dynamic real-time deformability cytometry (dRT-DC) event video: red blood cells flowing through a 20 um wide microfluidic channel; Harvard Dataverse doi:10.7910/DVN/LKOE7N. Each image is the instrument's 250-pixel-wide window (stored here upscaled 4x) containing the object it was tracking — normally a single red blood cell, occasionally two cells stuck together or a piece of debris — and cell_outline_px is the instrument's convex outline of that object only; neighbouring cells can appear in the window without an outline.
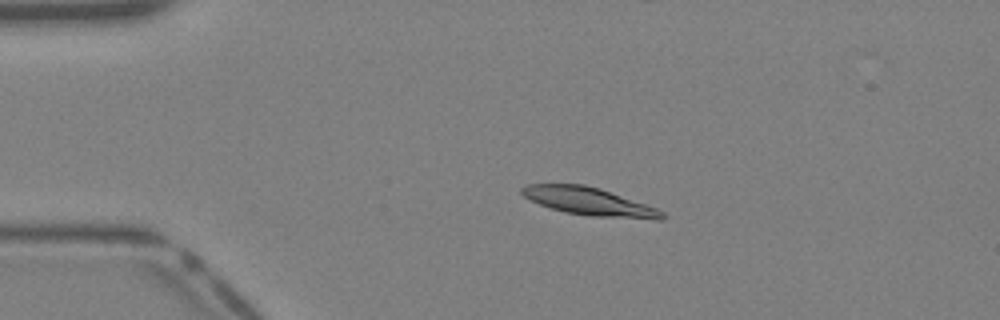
{"species": "Egyptian fruit bat (a non-hibernating species)", "species_latin": "Rousettus aegyptiacus", "temperature_condition": "warm", "stored_images_in_passage": 32, "camera_frame_rate_fps": 3000, "um_per_image_px": 0.085, "animal": {"sex": "female"}, "frame": {"image": 1, "passage_image": 1, "time_ms": 0.0, "image_size_px": [1000, 320], "cell_outline_px": [[668, 216], [664, 220], [656, 220], [592, 216], [564, 212], [540, 204], [524, 196], [520, 192], [520, 188], [528, 184], [584, 184], [600, 188], [656, 208], [664, 212]], "centroid_in_image_um": [50.13, 17.13], "position_along_channel_um": 34.9, "area_um2": 22.77}}
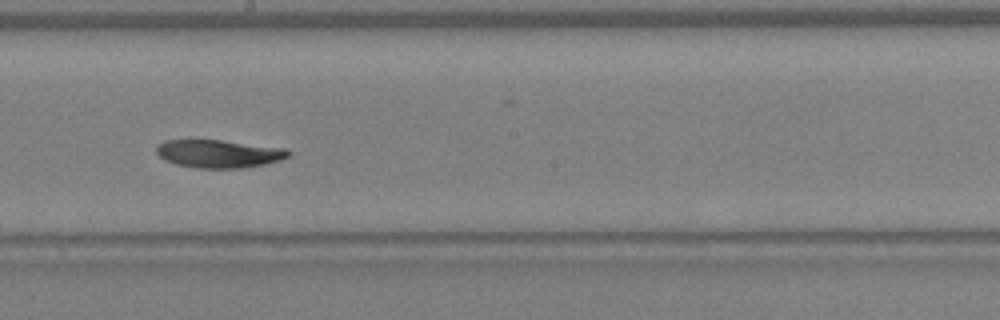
{"frame": {"image": 2, "passage_image": 15, "time_ms": 4.667, "image_size_px": [1000, 320], "cell_outline_px": [[292, 152], [288, 156], [280, 160], [264, 164], [240, 168], [196, 168], [176, 164], [164, 160], [156, 152], [156, 144], [164, 140], [220, 140], [284, 148]], "centroid_in_image_um": [18.55, 13.06], "position_along_channel_um": 229.6, "area_um2": 21.44}}
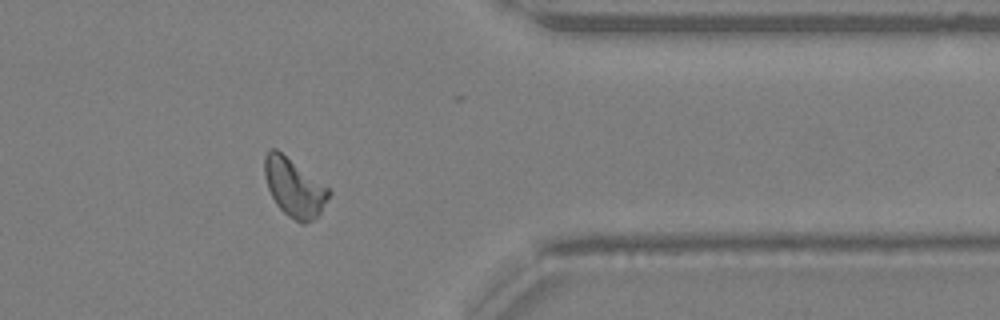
{"frame": {"image": 3, "passage_image": 25, "time_ms": 8.0, "image_size_px": [1000, 320], "cell_outline_px": [[332, 192], [320, 212], [312, 220], [304, 224], [300, 224], [288, 216], [276, 204], [268, 188], [264, 176], [264, 156], [268, 148], [276, 148], [328, 188]], "centroid_in_image_um": [24.97, 15.94], "position_along_channel_um": 386.4, "area_um2": 21.62}}